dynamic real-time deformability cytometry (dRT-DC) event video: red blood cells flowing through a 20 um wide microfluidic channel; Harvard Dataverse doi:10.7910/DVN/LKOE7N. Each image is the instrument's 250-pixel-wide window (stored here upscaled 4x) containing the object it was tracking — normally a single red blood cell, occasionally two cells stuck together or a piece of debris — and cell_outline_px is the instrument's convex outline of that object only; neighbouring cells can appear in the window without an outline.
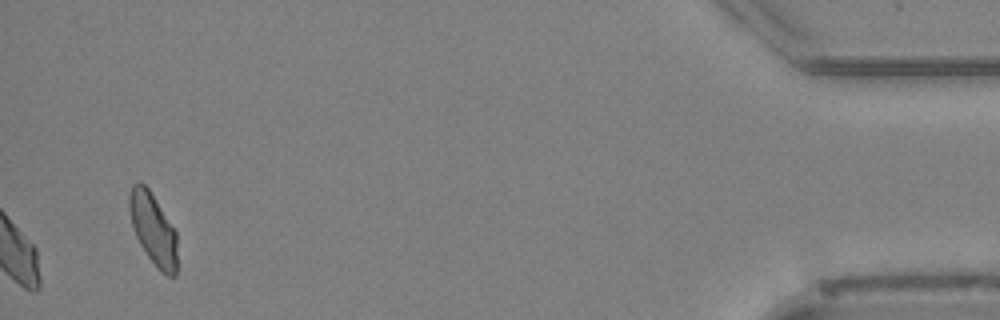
{"species": "Egyptian fruit bat (a non-hibernating species)", "species_latin": "Rousettus aegyptiacus", "temperature_condition": "cold", "stored_images_in_passage": 40, "camera_frame_rate_fps": 3000, "um_per_image_px": 0.085, "animal": {"sex": "female"}, "frame": {"image": 1, "passage_image": 40, "time_ms": 13.0, "image_size_px": [1000, 320], "cell_outline_px": [[176, 276], [168, 276], [160, 272], [156, 268], [140, 244], [136, 236], [132, 224], [128, 204], [128, 196], [132, 184], [136, 180], [140, 180], [148, 188], [176, 232]], "centroid_in_image_um": [12.99, 19.45], "position_along_channel_um": 422.2, "area_um2": 19.88}, "authors_computed_cell_mechanics": {"area_um2": 22.0507, "velocity_mm_per_s": 3.8568, "shape_relaxation_time_tau1_ms": 2.8509, "shape_relaxation_time_tau2_ms": 4.3976, "deformation_change_tau1": 0.0733, "deformation_change_tau2": 0.0705}}